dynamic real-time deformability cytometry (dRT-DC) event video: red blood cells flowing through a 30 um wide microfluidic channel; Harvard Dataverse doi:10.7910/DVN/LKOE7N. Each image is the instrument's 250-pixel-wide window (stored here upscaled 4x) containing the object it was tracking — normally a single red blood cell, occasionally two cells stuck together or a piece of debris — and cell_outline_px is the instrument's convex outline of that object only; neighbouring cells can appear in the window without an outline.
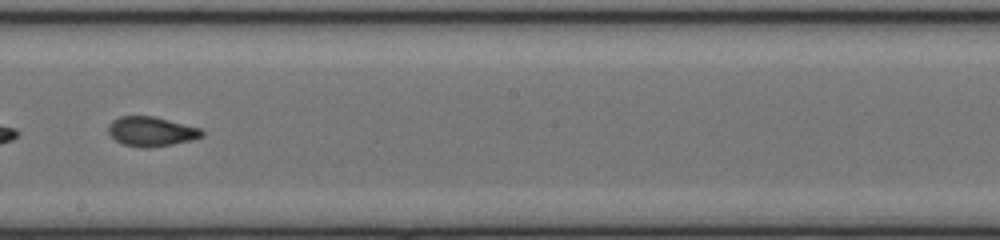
{"species": "common noctule bat (a hibernating species)", "species_latin": "Nyctalus noctula", "temperature_condition": "cold", "stored_images_in_passage": 50, "segment_of_instrument_passage": [2, 2], "camera_frame_rate_fps": 3000, "um_per_image_px": 0.085, "animal": {"sex": "female", "body_mass_g": 17.0, "forearm_length_mm": 48.0}, "frame": {"image": 1, "passage_image": 29, "time_ms": 9.333, "image_size_px": [1000, 240], "cell_outline_px": [[204, 136], [192, 140], [172, 144], [124, 144], [116, 140], [108, 132], [108, 124], [112, 120], [120, 116], [152, 116], [200, 128], [204, 132]], "centroid_in_image_um": [12.87, 11.12], "position_along_channel_um": 235.3, "area_um2": 15.26}}
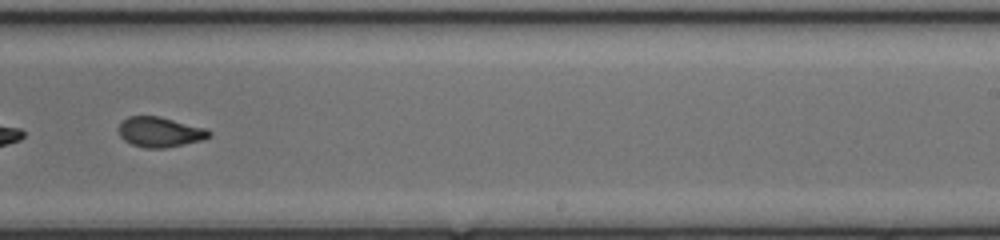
{"frame": {"image": 2, "passage_image": 32, "time_ms": 10.333, "image_size_px": [1000, 240], "cell_outline_px": [[212, 136], [200, 140], [164, 148], [144, 148], [132, 144], [124, 140], [120, 136], [120, 124], [128, 116], [160, 116], [204, 128], [212, 132]], "centroid_in_image_um": [13.59, 11.22], "position_along_channel_um": 275.4, "area_um2": 15.61}}
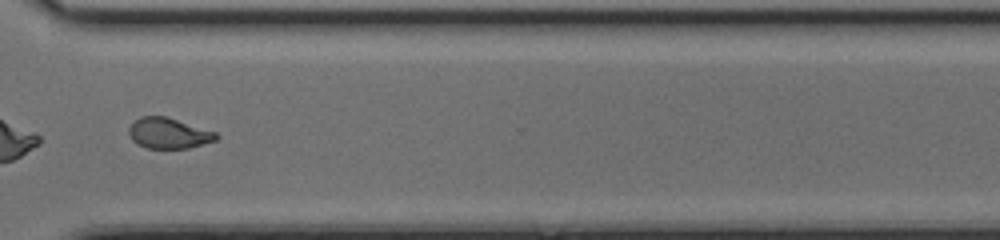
{"frame": {"image": 3, "passage_image": 38, "time_ms": 12.333, "image_size_px": [1000, 240], "cell_outline_px": [[220, 136], [216, 140], [188, 148], [148, 148], [136, 144], [132, 140], [128, 132], [128, 128], [140, 116], [164, 116], [216, 132]], "centroid_in_image_um": [14.32, 11.33], "position_along_channel_um": 356.3, "area_um2": 15.43}}